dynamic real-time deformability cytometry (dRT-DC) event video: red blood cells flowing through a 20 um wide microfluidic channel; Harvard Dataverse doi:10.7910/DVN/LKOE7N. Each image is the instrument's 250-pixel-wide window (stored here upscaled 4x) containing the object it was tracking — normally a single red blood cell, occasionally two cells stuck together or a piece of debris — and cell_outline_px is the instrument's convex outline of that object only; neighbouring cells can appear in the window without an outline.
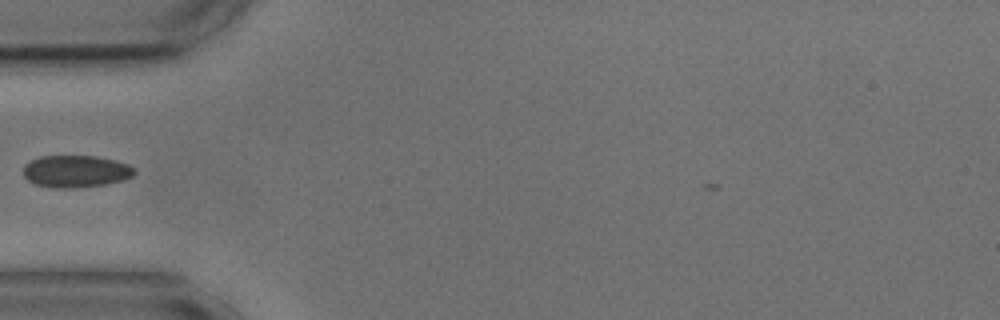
{"species": "common noctule bat (a hibernating species)", "species_latin": "Nyctalus noctula", "temperature_condition": "cold", "stored_images_in_passage": 39, "camera_frame_rate_fps": 3000, "um_per_image_px": 0.085, "animal": {"sex": "male", "body_mass_g": 17.9, "forearm_length_mm": 54.2}, "frame": {"image": 1, "passage_image": 1, "time_ms": 0.0, "image_size_px": [1000, 320], "cell_outline_px": [[136, 172], [132, 176], [124, 180], [104, 184], [72, 188], [60, 188], [36, 184], [28, 180], [24, 176], [24, 164], [40, 156], [96, 156], [116, 160], [128, 164], [136, 168]], "centroid_in_image_um": [6.48, 14.55], "position_along_channel_um": 78.5, "area_um2": 20.75}}
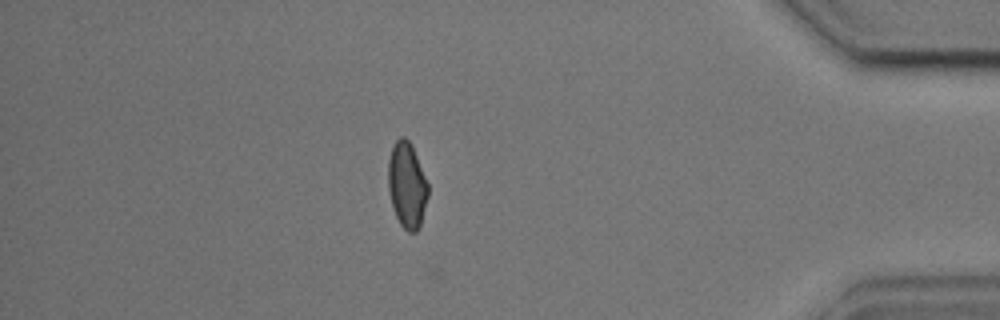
{"frame": {"image": 2, "passage_image": 31, "time_ms": 10.0, "image_size_px": [1000, 320], "cell_outline_px": [[428, 196], [420, 224], [416, 232], [408, 232], [400, 224], [392, 208], [388, 188], [388, 160], [392, 144], [400, 136], [404, 136], [412, 144], [428, 184]], "centroid_in_image_um": [34.57, 15.7], "position_along_channel_um": 400.6, "area_um2": 20.06}}